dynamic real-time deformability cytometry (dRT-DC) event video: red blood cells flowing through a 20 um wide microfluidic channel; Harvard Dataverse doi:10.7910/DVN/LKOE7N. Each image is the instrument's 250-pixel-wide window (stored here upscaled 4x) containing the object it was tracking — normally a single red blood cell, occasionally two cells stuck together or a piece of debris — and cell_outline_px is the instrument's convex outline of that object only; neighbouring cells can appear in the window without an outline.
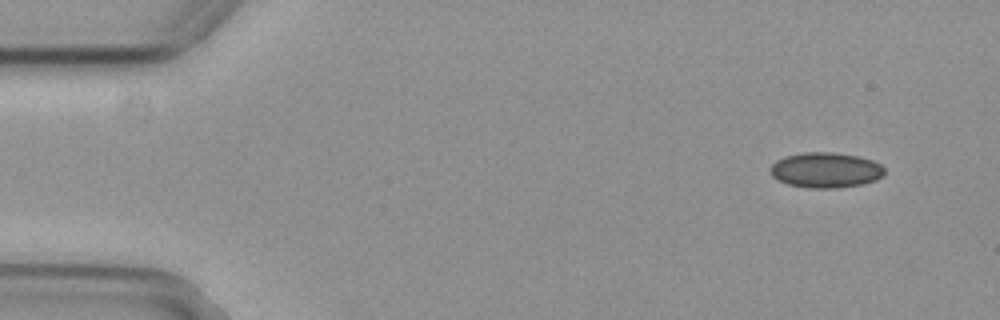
{"species": "common noctule bat (a hibernating species)", "species_latin": "Nyctalus noctula", "temperature_condition": "cold", "stored_images_in_passage": 52, "camera_frame_rate_fps": 3000, "um_per_image_px": 0.085, "animal": {"sex": "female", "body_mass_g": 29.2, "forearm_length_mm": 56.3}, "frame": {"image": 1, "passage_image": 1, "time_ms": 0.0, "image_size_px": [1000, 320], "cell_outline_px": [[884, 172], [876, 180], [860, 184], [836, 188], [808, 188], [788, 184], [776, 180], [772, 176], [768, 168], [776, 160], [784, 156], [804, 152], [836, 152], [860, 156], [872, 160], [880, 164], [884, 168]], "centroid_in_image_um": [70.13, 14.44], "position_along_channel_um": 14.9, "area_um2": 23.7}}
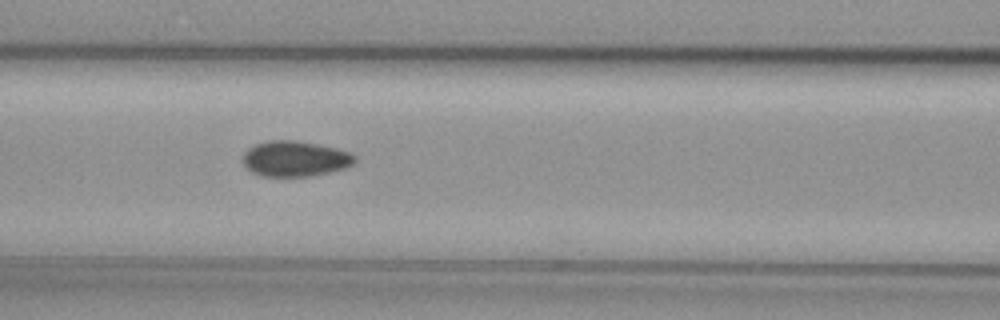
{"frame": {"image": 2, "passage_image": 20, "time_ms": 6.333, "image_size_px": [1000, 320], "cell_outline_px": [[356, 160], [352, 164], [344, 168], [328, 172], [308, 176], [260, 176], [252, 172], [244, 164], [244, 152], [248, 148], [256, 144], [268, 140], [296, 140], [336, 148], [352, 152], [356, 156]], "centroid_in_image_um": [25.09, 13.48], "position_along_channel_um": 141.5, "area_um2": 23.06}}
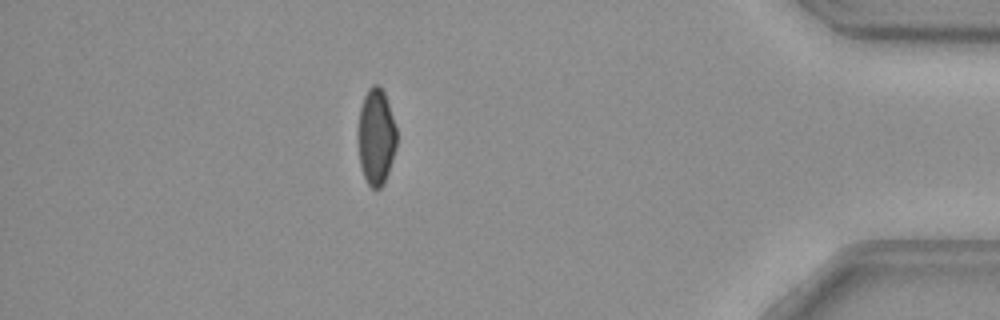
{"frame": {"image": 3, "passage_image": 45, "time_ms": 14.667, "image_size_px": [1000, 320], "cell_outline_px": [[396, 148], [384, 184], [380, 188], [372, 188], [368, 184], [364, 176], [360, 164], [356, 140], [360, 108], [364, 96], [368, 88], [372, 84], [380, 84], [384, 92], [396, 128]], "centroid_in_image_um": [31.94, 11.61], "position_along_channel_um": 403.3, "area_um2": 21.91}, "authors_computed_cell_mechanics": {"area_um2": 23.0333, "velocity_mm_per_s": 3.7198, "shape_relaxation_time_tau1_ms": null, "shape_relaxation_time_tau2_ms": 5.2386, "deformation_change_tau1": null, "deformation_change_tau2": 0.0619}}